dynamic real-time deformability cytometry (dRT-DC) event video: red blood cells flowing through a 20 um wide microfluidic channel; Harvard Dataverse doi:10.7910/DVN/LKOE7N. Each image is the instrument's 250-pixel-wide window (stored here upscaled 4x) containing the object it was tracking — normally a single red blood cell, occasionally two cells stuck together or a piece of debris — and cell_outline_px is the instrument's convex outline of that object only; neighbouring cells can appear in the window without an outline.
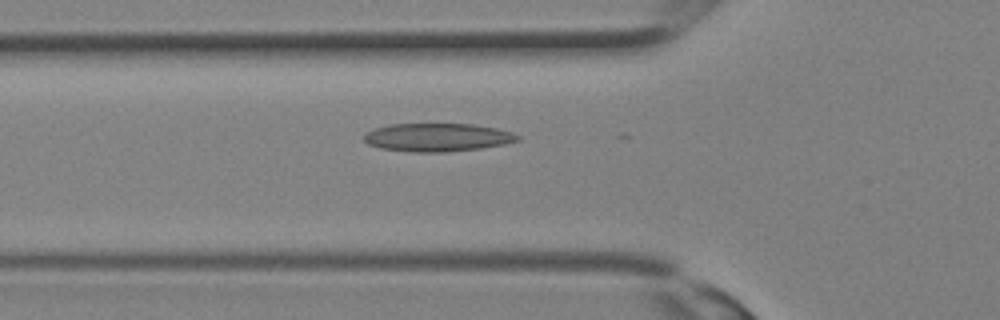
{"species": "Egyptian fruit bat (a non-hibernating species)", "species_latin": "Rousettus aegyptiacus", "temperature_condition": "room temperature", "stored_images_in_passage": 21, "camera_frame_rate_fps": 3000, "um_per_image_px": 0.085, "animal": {"sex": "female"}, "frame": {"image": 1, "passage_image": 2, "time_ms": 0.333, "image_size_px": [1000, 320], "cell_outline_px": [[520, 140], [504, 144], [480, 148], [444, 152], [412, 152], [380, 148], [368, 144], [364, 140], [364, 132], [388, 124], [472, 124], [496, 128], [512, 132], [520, 136]], "centroid_in_image_um": [37.16, 11.67], "position_along_channel_um": 88.6, "area_um2": 25.26}}
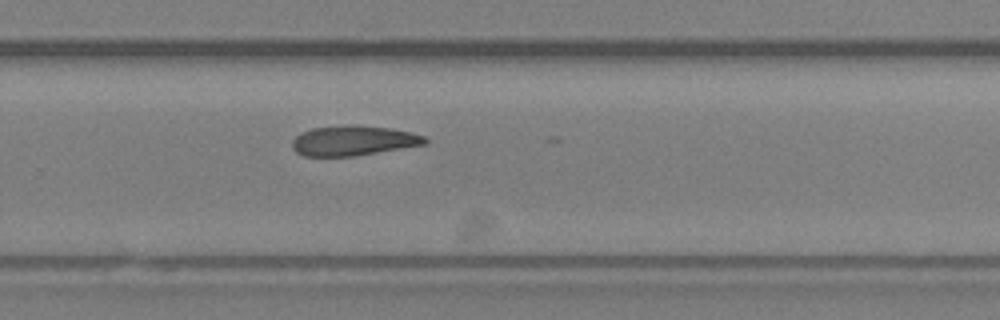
{"frame": {"image": 2, "passage_image": 12, "time_ms": 3.667, "image_size_px": [1000, 320], "cell_outline_px": [[428, 144], [352, 156], [304, 156], [296, 152], [292, 148], [292, 140], [300, 132], [312, 128], [352, 124], [392, 128], [412, 132], [424, 136], [428, 140]], "centroid_in_image_um": [30.04, 11.94], "position_along_channel_um": 299.8, "area_um2": 23.35}}
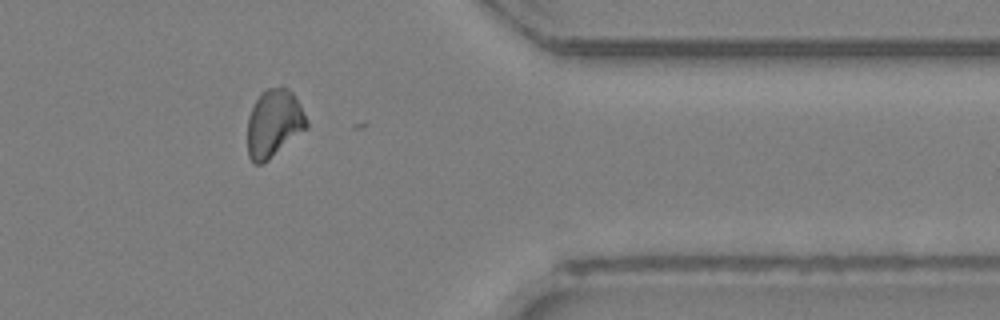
{"frame": {"image": 3, "passage_image": 17, "time_ms": 5.333, "image_size_px": [1000, 320], "cell_outline_px": [[308, 128], [268, 160], [260, 164], [256, 164], [248, 156], [248, 116], [260, 92], [268, 88], [280, 84], [288, 88], [292, 92], [300, 104], [308, 120]], "centroid_in_image_um": [23.3, 10.45], "position_along_channel_um": 388.1, "area_um2": 23.58}}